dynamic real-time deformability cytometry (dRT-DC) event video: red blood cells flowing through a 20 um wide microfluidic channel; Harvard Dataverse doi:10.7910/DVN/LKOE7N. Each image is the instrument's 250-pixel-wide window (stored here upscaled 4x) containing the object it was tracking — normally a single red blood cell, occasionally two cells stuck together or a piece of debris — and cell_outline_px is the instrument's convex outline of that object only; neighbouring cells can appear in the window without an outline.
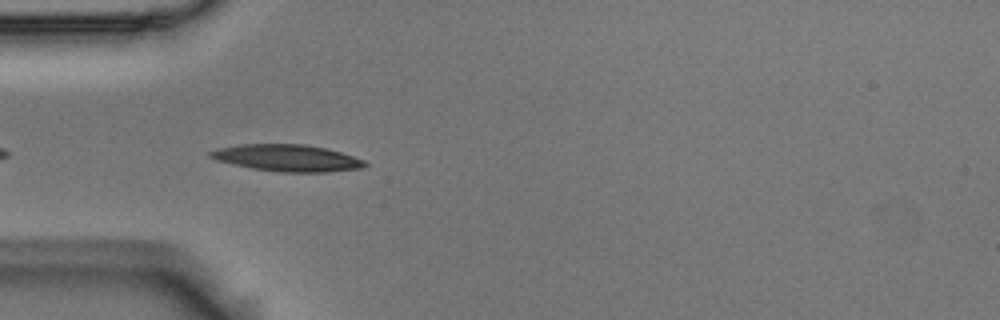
{"species": "Egyptian fruit bat (a non-hibernating species)", "species_latin": "Rousettus aegyptiacus", "temperature_condition": "room temperature", "stored_images_in_passage": 13, "camera_frame_rate_fps": 3000, "um_per_image_px": 0.085, "animal": {"sex": "male"}, "frame": {"image": 1, "passage_image": 3, "time_ms": 0.667, "image_size_px": [1000, 320], "cell_outline_px": [[368, 164], [364, 168], [328, 172], [280, 172], [252, 168], [216, 160], [208, 156], [208, 152], [216, 148], [240, 144], [304, 144], [324, 148], [340, 152], [364, 160]], "centroid_in_image_um": [24.4, 13.43], "position_along_channel_um": 60.6, "area_um2": 24.1}}
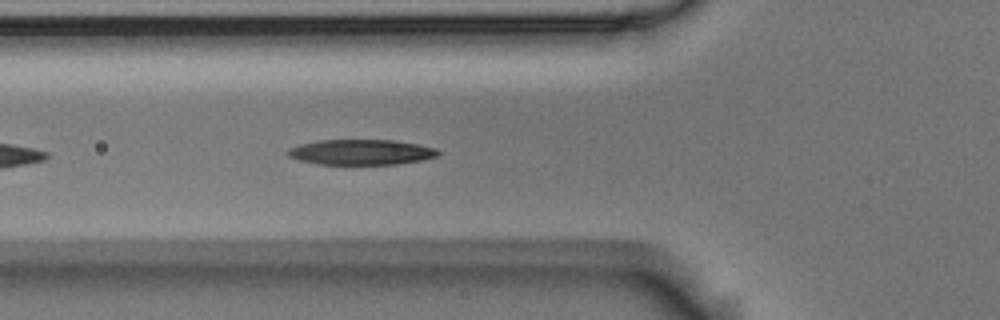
{"frame": {"image": 2, "passage_image": 6, "time_ms": 1.667, "image_size_px": [1000, 320], "cell_outline_px": [[440, 156], [424, 160], [396, 164], [320, 164], [300, 160], [288, 156], [288, 148], [300, 144], [320, 140], [396, 140], [436, 148], [440, 152]], "centroid_in_image_um": [30.75, 12.93], "position_along_channel_um": 95.1, "area_um2": 22.2}}